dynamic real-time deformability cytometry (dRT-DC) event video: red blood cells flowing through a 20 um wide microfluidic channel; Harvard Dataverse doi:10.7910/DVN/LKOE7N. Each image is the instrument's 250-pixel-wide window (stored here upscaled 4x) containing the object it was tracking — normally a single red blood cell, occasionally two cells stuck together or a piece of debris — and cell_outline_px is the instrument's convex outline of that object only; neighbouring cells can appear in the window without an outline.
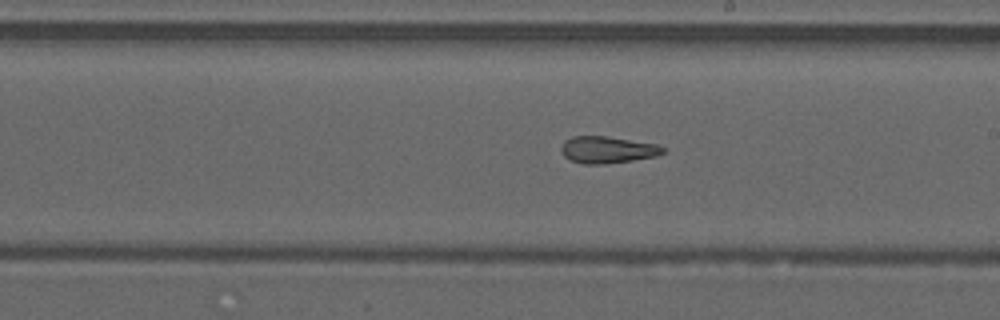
{"species": "common noctule bat (a hibernating species)", "species_latin": "Nyctalus noctula", "temperature_condition": "warm", "stored_images_in_passage": 34, "camera_frame_rate_fps": 3000, "um_per_image_px": 0.085, "animal": {"sex": "male", "forearm_length_mm": 52.5}, "frame": {"image": 1, "passage_image": 29, "time_ms": 9.333, "image_size_px": [1000, 320], "cell_outline_px": [[664, 152], [656, 156], [632, 160], [604, 164], [584, 164], [572, 160], [564, 156], [560, 152], [560, 148], [564, 140], [572, 136], [604, 136], [660, 144], [664, 148]], "centroid_in_image_um": [51.62, 12.72], "position_along_channel_um": 237.4, "area_um2": 15.95}}